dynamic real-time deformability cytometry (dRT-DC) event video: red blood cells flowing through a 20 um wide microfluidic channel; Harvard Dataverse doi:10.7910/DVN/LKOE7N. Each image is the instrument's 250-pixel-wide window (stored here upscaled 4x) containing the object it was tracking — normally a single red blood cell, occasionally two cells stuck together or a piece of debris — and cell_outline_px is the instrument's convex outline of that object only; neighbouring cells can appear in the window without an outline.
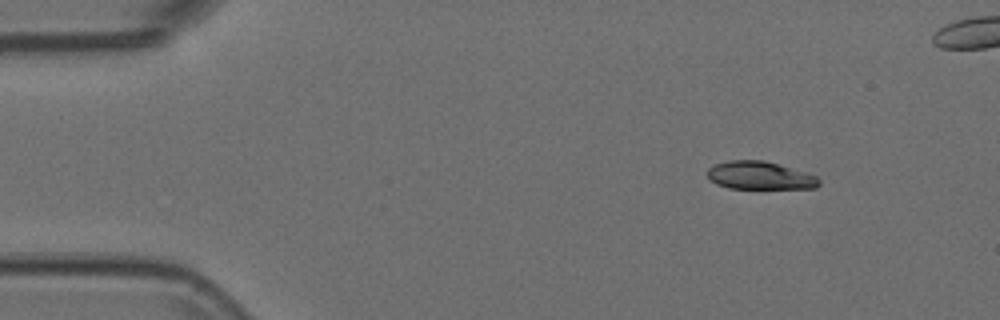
{"species": "Egyptian fruit bat (a non-hibernating species)", "species_latin": "Rousettus aegyptiacus", "temperature_condition": "room temperature", "stored_images_in_passage": 49, "camera_frame_rate_fps": 3000, "um_per_image_px": 0.085, "animal": {"sex": "female"}, "frame": {"image": 1, "passage_image": 1, "time_ms": 0.0, "image_size_px": [1000, 320], "cell_outline_px": [[820, 184], [816, 188], [728, 188], [716, 184], [708, 180], [708, 168], [712, 164], [728, 160], [764, 160], [792, 168], [816, 176], [820, 180]], "centroid_in_image_um": [64.54, 14.91], "position_along_channel_um": 20.5, "area_um2": 18.26}}
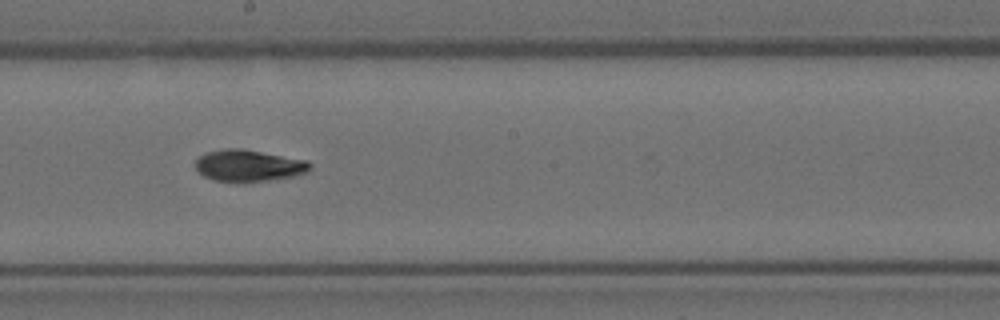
{"frame": {"image": 2, "passage_image": 24, "time_ms": 7.667, "image_size_px": [1000, 320], "cell_outline_px": [[312, 168], [308, 172], [292, 176], [272, 180], [240, 184], [212, 180], [204, 176], [196, 168], [196, 160], [204, 152], [224, 148], [240, 148], [308, 160], [312, 164]], "centroid_in_image_um": [21.14, 14.1], "position_along_channel_um": 227.1, "area_um2": 21.73}}
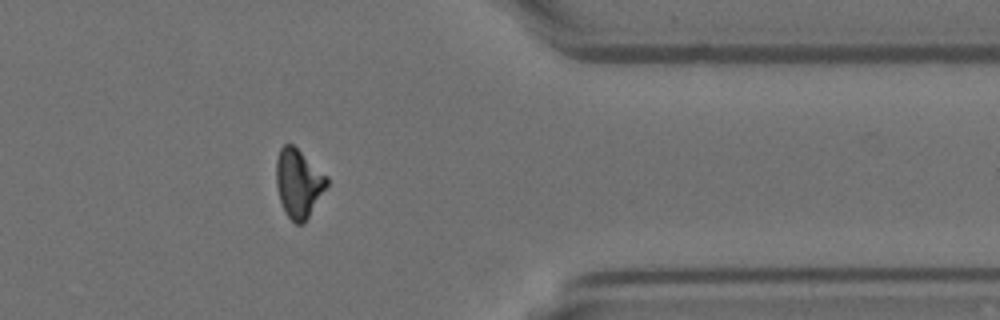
{"frame": {"image": 3, "passage_image": 38, "time_ms": 12.333, "image_size_px": [1000, 320], "cell_outline_px": [[328, 184], [304, 224], [296, 224], [284, 212], [280, 200], [276, 184], [276, 160], [280, 148], [284, 144], [292, 144], [328, 176]], "centroid_in_image_um": [25.36, 15.58], "position_along_channel_um": 386.0, "area_um2": 20.11}}